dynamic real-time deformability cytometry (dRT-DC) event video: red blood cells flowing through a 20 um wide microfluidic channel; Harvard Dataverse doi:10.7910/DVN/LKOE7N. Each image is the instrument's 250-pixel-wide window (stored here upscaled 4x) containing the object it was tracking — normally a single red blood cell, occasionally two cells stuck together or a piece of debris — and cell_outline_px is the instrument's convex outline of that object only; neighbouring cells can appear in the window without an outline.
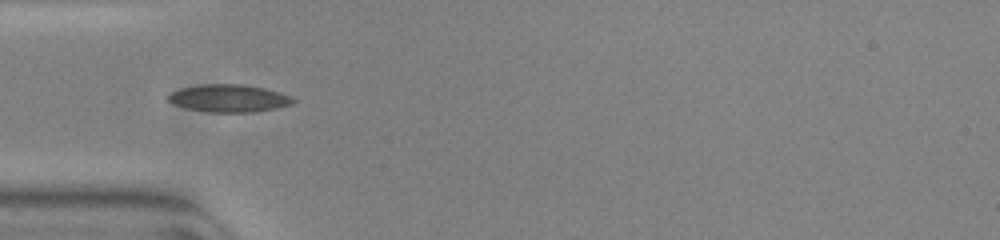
{"species": "common noctule bat (a hibernating species)", "species_latin": "Nyctalus noctula", "temperature_condition": "warm", "stored_images_in_passage": 52, "camera_frame_rate_fps": 3000, "um_per_image_px": 0.085, "animal": {"sex": "female", "body_mass_g": 23.0, "forearm_length_mm": 53.4}, "frame": {"image": 1, "passage_image": 16, "time_ms": 5.0, "image_size_px": [1000, 240], "cell_outline_px": [[296, 100], [292, 104], [276, 108], [256, 112], [208, 112], [188, 108], [172, 104], [164, 96], [180, 88], [204, 84], [244, 84], [264, 88], [288, 96]], "centroid_in_image_um": [19.4, 8.35], "position_along_channel_um": 65.6, "area_um2": 20.0}}
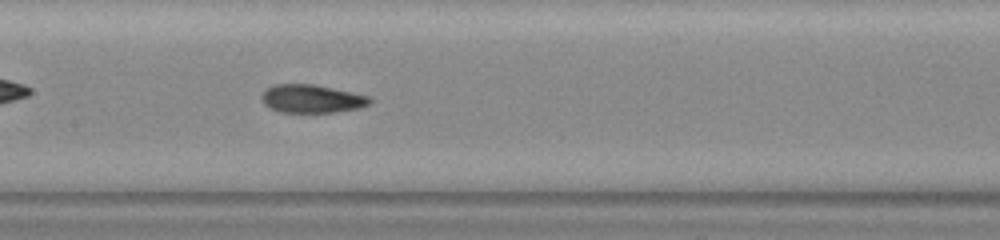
{"frame": {"image": 2, "passage_image": 25, "time_ms": 8.0, "image_size_px": [1000, 240], "cell_outline_px": [[372, 100], [368, 104], [360, 108], [332, 112], [280, 112], [264, 104], [260, 96], [268, 88], [276, 84], [312, 84], [352, 92], [368, 96]], "centroid_in_image_um": [26.49, 8.39], "position_along_channel_um": 180.9, "area_um2": 17.51}}
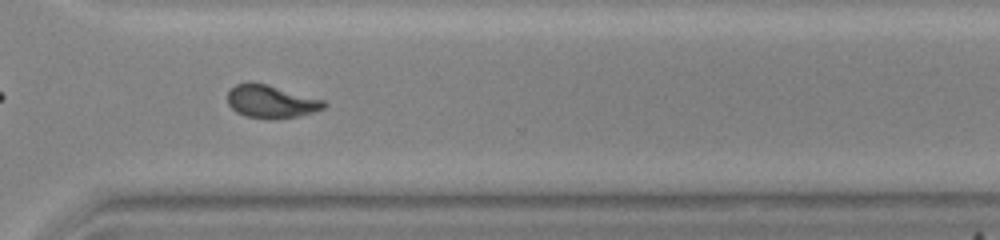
{"frame": {"image": 3, "passage_image": 38, "time_ms": 12.333, "image_size_px": [1000, 240], "cell_outline_px": [[328, 104], [324, 108], [300, 116], [248, 116], [236, 112], [228, 104], [228, 92], [236, 84], [248, 80], [252, 80], [268, 84], [324, 100]], "centroid_in_image_um": [23.02, 8.56], "position_along_channel_um": 347.6, "area_um2": 18.03}, "authors_computed_cell_mechanics": {"area_um2": 18.4671, "velocity_mm_per_s": 3.8507, "shape_relaxation_time_tau1_ms": null, "shape_relaxation_time_tau2_ms": 1.7817, "deformation_change_tau1": null, "deformation_change_tau2": 0.0704}}